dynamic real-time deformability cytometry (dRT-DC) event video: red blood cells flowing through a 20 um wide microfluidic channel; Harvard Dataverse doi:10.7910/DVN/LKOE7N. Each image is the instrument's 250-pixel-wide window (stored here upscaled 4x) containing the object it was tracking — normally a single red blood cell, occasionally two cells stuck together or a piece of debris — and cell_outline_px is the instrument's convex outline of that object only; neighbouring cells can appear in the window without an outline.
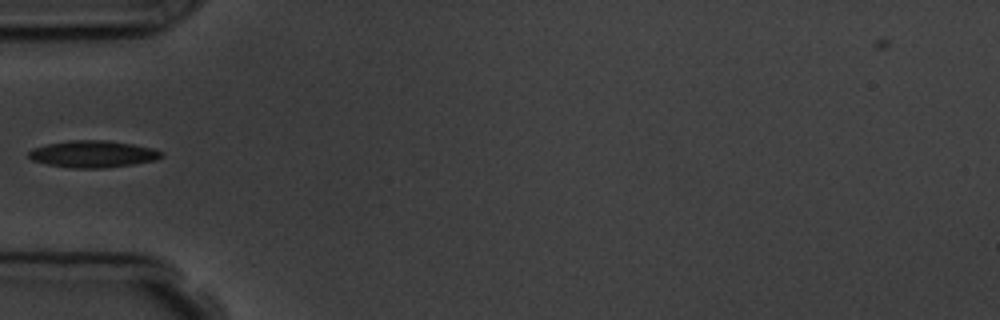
{"species": "common noctule bat (a hibernating species)", "species_latin": "Nyctalus noctula", "temperature_condition": "room temperature", "stored_images_in_passage": 9, "camera_frame_rate_fps": 3000, "um_per_image_px": 0.085, "animal": {"sex": "male", "body_mass_g": 19.5, "forearm_length_mm": 54.6}, "frame": {"image": 1, "passage_image": 4, "time_ms": 3.667, "image_size_px": [1000, 320], "cell_outline_px": [[164, 156], [156, 160], [132, 164], [104, 168], [72, 168], [48, 164], [32, 160], [28, 156], [28, 152], [32, 148], [48, 144], [72, 140], [108, 140], [132, 144], [152, 148], [164, 152]], "centroid_in_image_um": [7.92, 13.09], "position_along_channel_um": 77.1, "area_um2": 20.75}}
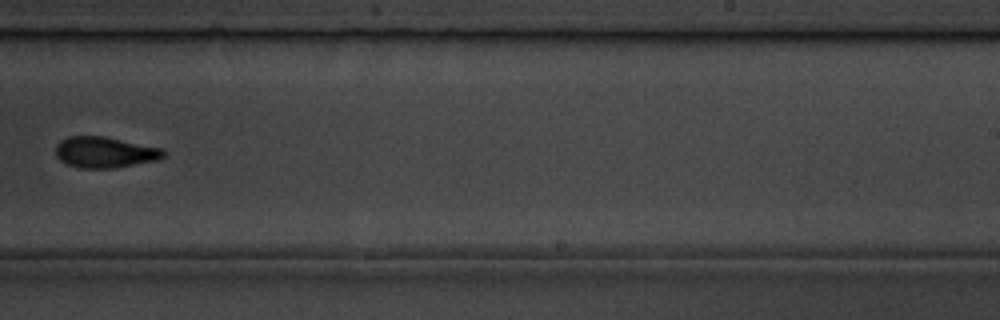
{"frame": {"image": 2, "passage_image": 9, "time_ms": 9.0, "image_size_px": [1000, 320], "cell_outline_px": [[168, 152], [164, 156], [156, 160], [116, 168], [80, 168], [68, 164], [60, 160], [56, 156], [56, 144], [60, 140], [68, 136], [104, 136], [164, 148]], "centroid_in_image_um": [8.93, 12.93], "position_along_channel_um": 280.1, "area_um2": 19.65}}